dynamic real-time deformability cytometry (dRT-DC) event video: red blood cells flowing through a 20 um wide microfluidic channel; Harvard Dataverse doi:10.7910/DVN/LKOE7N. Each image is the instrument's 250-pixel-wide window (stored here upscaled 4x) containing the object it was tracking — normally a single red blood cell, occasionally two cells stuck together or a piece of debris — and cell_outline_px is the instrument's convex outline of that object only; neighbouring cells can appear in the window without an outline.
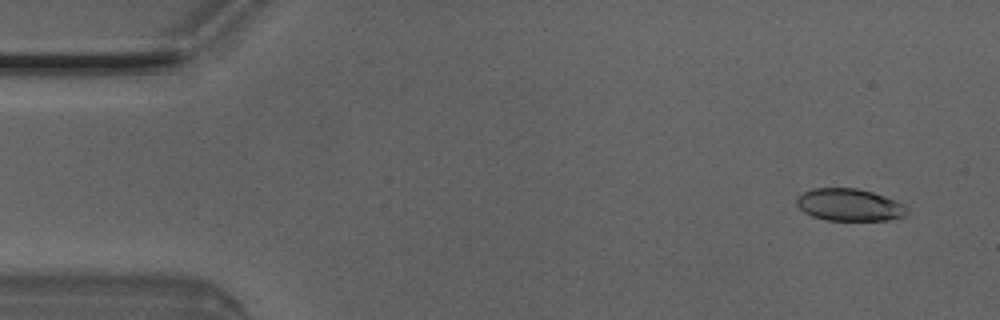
{"species": "Egyptian fruit bat (a non-hibernating species)", "species_latin": "Rousettus aegyptiacus", "temperature_condition": "room temperature", "stored_images_in_passage": 5, "camera_frame_rate_fps": 3000, "um_per_image_px": 0.085, "animal": {"sex": "male"}, "frame": {"image": 1, "passage_image": 1, "time_ms": 0.0, "image_size_px": [1000, 320], "cell_outline_px": [[908, 212], [904, 216], [888, 220], [824, 220], [812, 216], [804, 212], [796, 204], [796, 200], [804, 192], [812, 188], [856, 188], [872, 192], [896, 200], [904, 204], [908, 208]], "centroid_in_image_um": [72.21, 17.41], "position_along_channel_um": 12.8, "area_um2": 20.75}}